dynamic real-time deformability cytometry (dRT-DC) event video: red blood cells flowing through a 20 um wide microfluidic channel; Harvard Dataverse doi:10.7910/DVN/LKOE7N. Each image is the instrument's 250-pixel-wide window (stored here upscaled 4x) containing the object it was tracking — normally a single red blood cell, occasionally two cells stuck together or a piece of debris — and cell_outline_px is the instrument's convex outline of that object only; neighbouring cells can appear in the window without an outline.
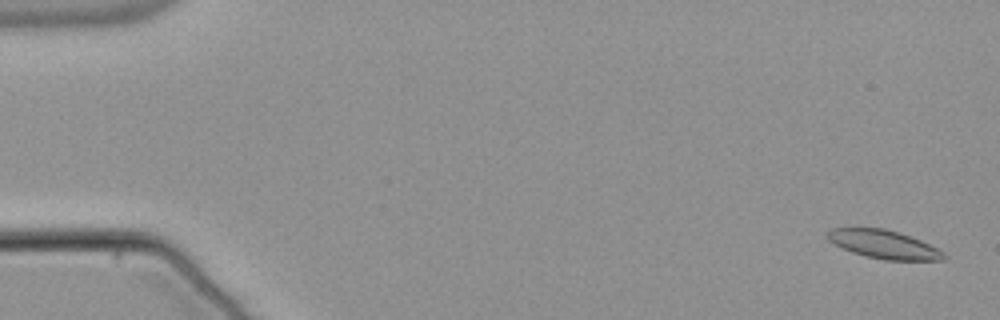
{"species": "common noctule bat (a hibernating species)", "species_latin": "Nyctalus noctula", "temperature_condition": "warm", "stored_images_in_passage": 55, "camera_frame_rate_fps": 3000, "um_per_image_px": 0.085, "animal": {"sex": "male", "body_mass_g": 21.5, "forearm_length_mm": 52.0}, "frame": {"image": 1, "passage_image": 2, "time_ms": 0.333, "image_size_px": [1000, 320], "cell_outline_px": [[948, 256], [944, 260], [884, 260], [864, 256], [852, 252], [828, 240], [824, 236], [832, 228], [884, 228], [920, 240], [944, 252]], "centroid_in_image_um": [75.12, 20.78], "position_along_channel_um": 9.9, "area_um2": 19.07}}
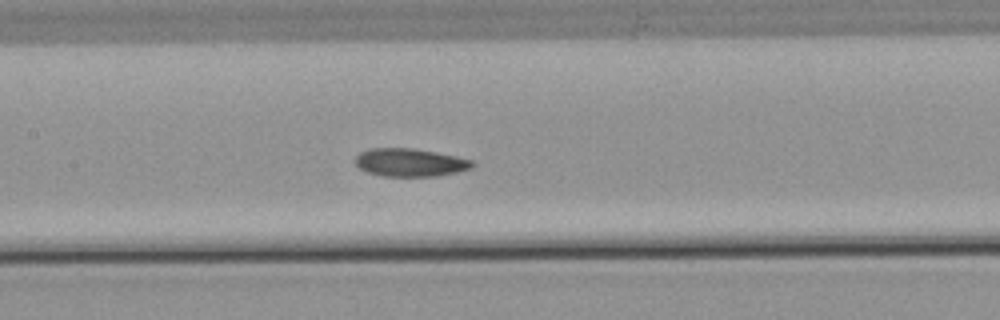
{"frame": {"image": 2, "passage_image": 27, "time_ms": 8.667, "image_size_px": [1000, 320], "cell_outline_px": [[476, 164], [472, 168], [456, 172], [436, 176], [384, 176], [368, 172], [360, 168], [356, 164], [356, 156], [360, 152], [368, 148], [412, 148], [436, 152], [456, 156], [472, 160]], "centroid_in_image_um": [34.87, 13.8], "position_along_channel_um": 172.5, "area_um2": 19.07}}
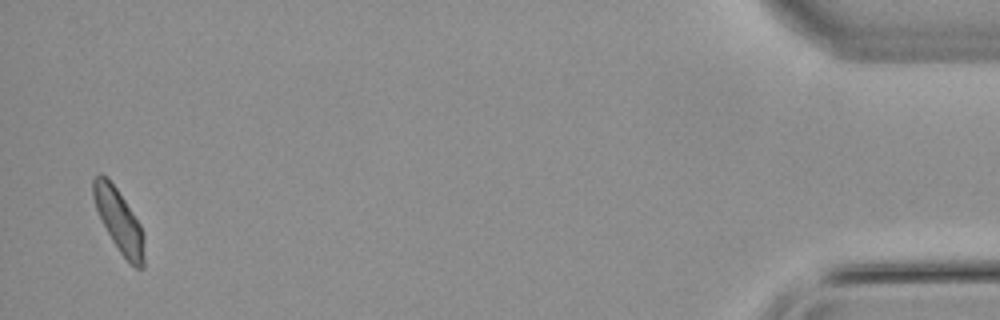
{"frame": {"image": 3, "passage_image": 54, "time_ms": 17.667, "image_size_px": [1000, 320], "cell_outline_px": [[144, 268], [136, 268], [120, 252], [112, 240], [96, 208], [92, 196], [92, 180], [100, 172], [108, 176], [140, 224], [144, 236]], "centroid_in_image_um": [10.11, 18.72], "position_along_channel_um": 425.1, "area_um2": 18.38}, "authors_computed_cell_mechanics": {"area_um2": 19.1896, "velocity_mm_per_s": 3.7725, "shape_relaxation_time_tau1_ms": null, "shape_relaxation_time_tau2_ms": 3.9176, "deformation_change_tau1": null, "deformation_change_tau2": 0.0979}}